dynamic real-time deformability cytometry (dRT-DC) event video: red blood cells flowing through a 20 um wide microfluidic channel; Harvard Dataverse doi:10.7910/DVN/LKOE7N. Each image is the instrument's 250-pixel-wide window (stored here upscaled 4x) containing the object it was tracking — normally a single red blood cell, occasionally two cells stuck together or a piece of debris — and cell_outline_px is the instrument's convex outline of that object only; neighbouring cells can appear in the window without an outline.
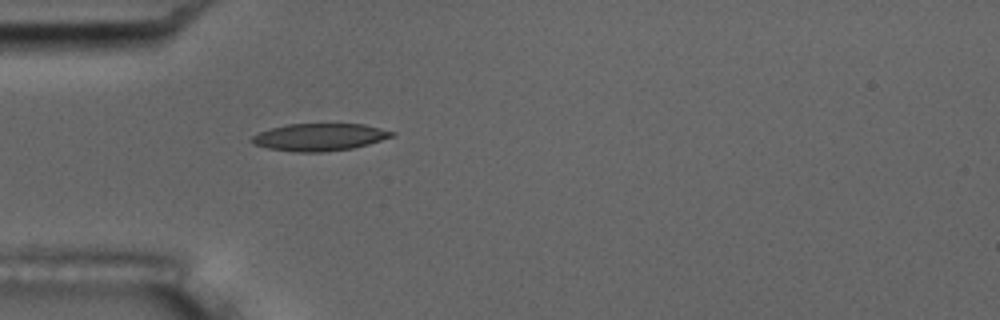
{"species": "common noctule bat (a hibernating species)", "species_latin": "Nyctalus noctula", "temperature_condition": "room temperature", "stored_images_in_passage": 4, "camera_frame_rate_fps": 3000, "um_per_image_px": 0.085, "animal": {"sex": "male", "body_mass_g": 17.5, "forearm_length_mm": 52.3}, "frame": {"image": 1, "passage_image": 4, "time_ms": 4.333, "image_size_px": [1000, 320], "cell_outline_px": [[396, 136], [368, 144], [352, 148], [324, 152], [296, 152], [268, 148], [252, 144], [248, 140], [252, 136], [260, 132], [272, 128], [288, 124], [364, 124], [396, 132]], "centroid_in_image_um": [27.17, 11.65], "position_along_channel_um": 57.8, "area_um2": 22.37}}